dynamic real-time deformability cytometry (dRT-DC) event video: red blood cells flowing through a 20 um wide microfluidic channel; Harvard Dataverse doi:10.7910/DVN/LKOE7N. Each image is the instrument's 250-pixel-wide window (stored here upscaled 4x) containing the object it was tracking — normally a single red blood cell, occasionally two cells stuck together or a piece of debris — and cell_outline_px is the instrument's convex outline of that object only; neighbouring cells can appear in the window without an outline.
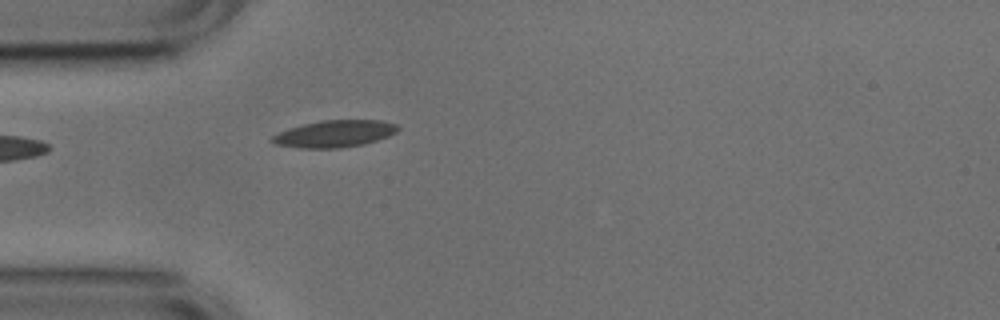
{"species": "common noctule bat (a hibernating species)", "species_latin": "Nyctalus noctula", "temperature_condition": "cold", "stored_images_in_passage": 37, "camera_frame_rate_fps": 3000, "um_per_image_px": 0.085, "animal": {"sex": "male", "body_mass_g": 17.9, "forearm_length_mm": 54.2}, "frame": {"image": 1, "passage_image": 1, "time_ms": 0.0, "image_size_px": [1000, 320], "cell_outline_px": [[400, 128], [396, 132], [388, 136], [364, 144], [340, 148], [300, 148], [276, 144], [272, 140], [272, 136], [288, 128], [304, 124], [324, 120], [380, 120], [396, 124]], "centroid_in_image_um": [28.46, 11.37], "position_along_channel_um": 56.5, "area_um2": 19.54}}
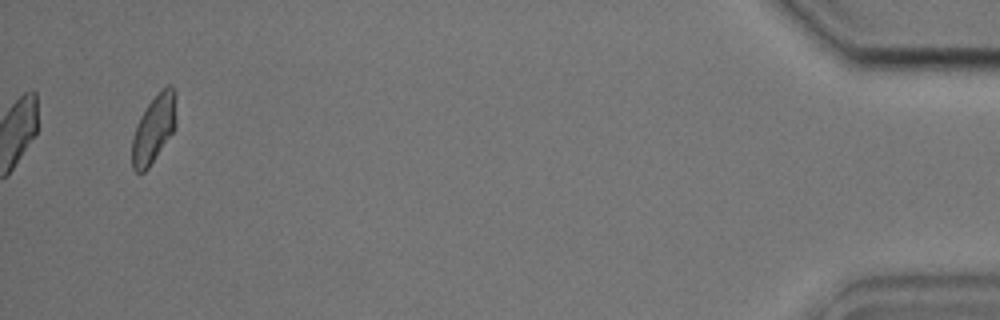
{"frame": {"image": 2, "passage_image": 37, "time_ms": 12.0, "image_size_px": [1000, 320], "cell_outline_px": [[176, 128], [148, 168], [144, 172], [136, 172], [132, 168], [132, 140], [140, 116], [148, 104], [160, 88], [168, 84], [172, 84], [176, 120]], "centroid_in_image_um": [13.07, 10.95], "position_along_channel_um": 422.1, "area_um2": 17.28}, "authors_computed_cell_mechanics": {"area_um2": 18.207, "velocity_mm_per_s": 3.7562, "shape_relaxation_time_tau1_ms": null, "shape_relaxation_time_tau2_ms": 2.9937, "deformation_change_tau1": null, "deformation_change_tau2": 0.0917}}